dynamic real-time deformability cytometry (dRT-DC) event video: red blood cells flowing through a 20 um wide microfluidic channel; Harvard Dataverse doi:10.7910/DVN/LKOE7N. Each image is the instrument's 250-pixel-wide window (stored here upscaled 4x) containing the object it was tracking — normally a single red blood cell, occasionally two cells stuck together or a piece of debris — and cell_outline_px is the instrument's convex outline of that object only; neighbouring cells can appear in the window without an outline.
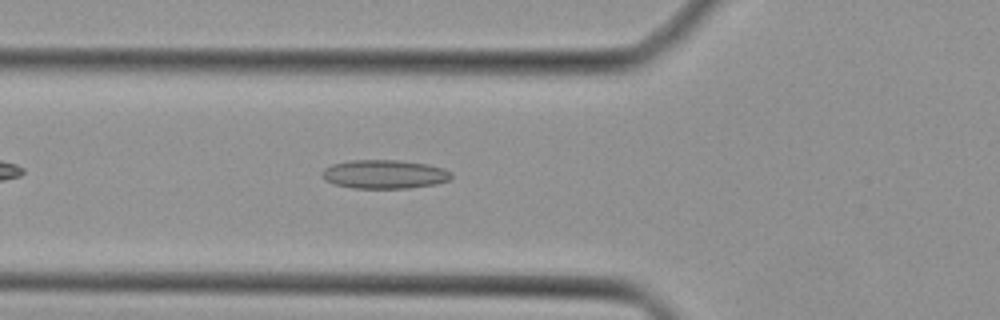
{"species": "Egyptian fruit bat (a non-hibernating species)", "species_latin": "Rousettus aegyptiacus", "temperature_condition": "cold", "stored_images_in_passage": 31, "camera_frame_rate_fps": 3000, "um_per_image_px": 0.085, "animal": {"sex": "female"}, "frame": {"image": 1, "passage_image": 6, "time_ms": 1.667, "image_size_px": [1000, 320], "cell_outline_px": [[452, 176], [448, 180], [436, 184], [408, 188], [352, 188], [332, 184], [324, 180], [320, 172], [324, 168], [332, 164], [348, 160], [400, 160], [428, 164], [444, 168], [452, 172]], "centroid_in_image_um": [32.64, 14.8], "position_along_channel_um": 93.2, "area_um2": 21.96}}
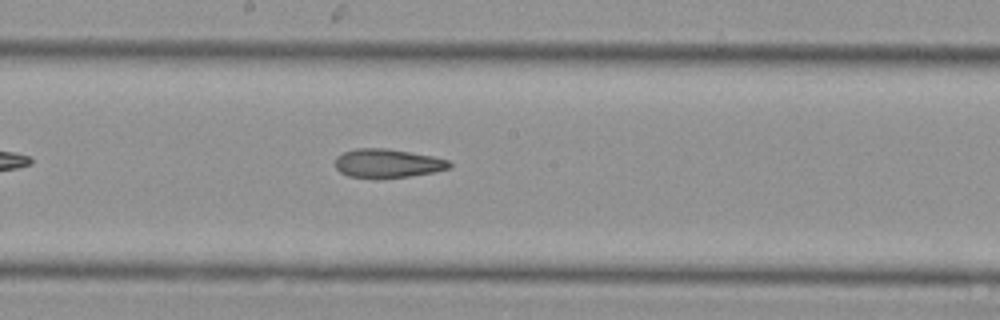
{"frame": {"image": 2, "passage_image": 14, "time_ms": 4.333, "image_size_px": [1000, 320], "cell_outline_px": [[452, 168], [432, 172], [408, 176], [348, 176], [340, 172], [336, 168], [336, 156], [344, 152], [356, 148], [388, 148], [432, 156], [448, 160], [452, 164]], "centroid_in_image_um": [32.96, 13.84], "position_along_channel_um": 215.2, "area_um2": 18.61}}
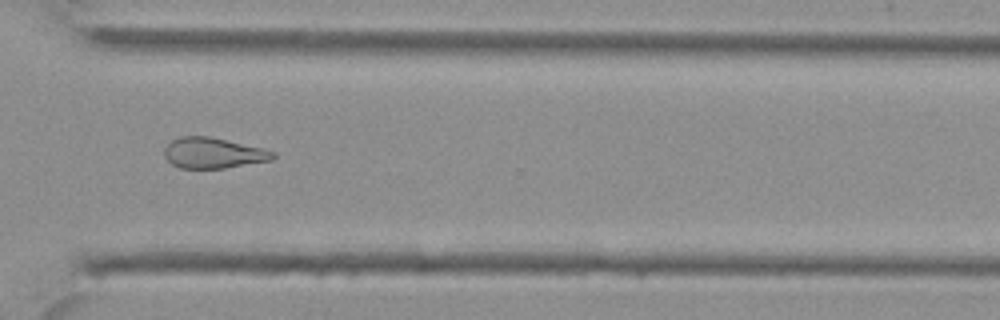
{"frame": {"image": 3, "passage_image": 23, "time_ms": 7.333, "image_size_px": [1000, 320], "cell_outline_px": [[276, 156], [272, 160], [224, 168], [180, 168], [172, 164], [164, 156], [164, 148], [172, 140], [180, 136], [208, 136], [260, 148], [276, 152]], "centroid_in_image_um": [18.1, 13.01], "position_along_channel_um": 352.5, "area_um2": 19.19}}